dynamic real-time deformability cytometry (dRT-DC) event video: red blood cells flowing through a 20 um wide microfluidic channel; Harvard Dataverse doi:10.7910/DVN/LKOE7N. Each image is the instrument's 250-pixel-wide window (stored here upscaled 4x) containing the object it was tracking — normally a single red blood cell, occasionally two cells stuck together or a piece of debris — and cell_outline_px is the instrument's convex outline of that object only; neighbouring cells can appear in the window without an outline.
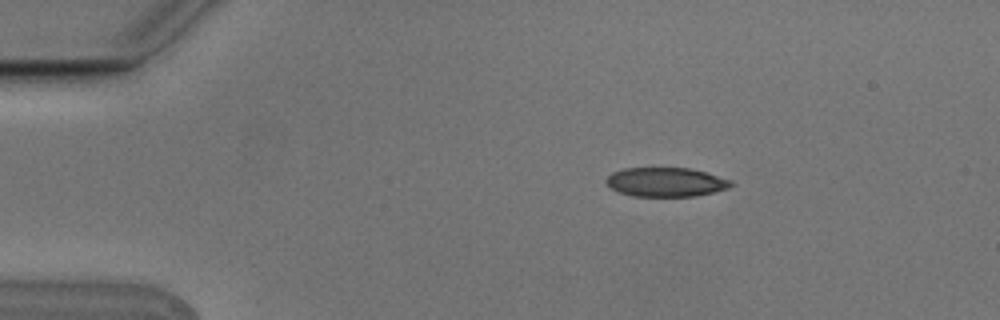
{"species": "Egyptian fruit bat (a non-hibernating species)", "species_latin": "Rousettus aegyptiacus", "temperature_condition": "cold", "stored_images_in_passage": 4, "camera_frame_rate_fps": 3000, "um_per_image_px": 0.085, "animal": {"sex": "male"}, "frame": {"image": 1, "passage_image": 2, "time_ms": 0.333, "image_size_px": [1000, 320], "cell_outline_px": [[736, 184], [728, 188], [696, 196], [632, 196], [620, 192], [612, 188], [604, 180], [612, 172], [624, 168], [692, 168], [732, 180]], "centroid_in_image_um": [56.62, 15.47], "position_along_channel_um": 28.4, "area_um2": 21.21}}